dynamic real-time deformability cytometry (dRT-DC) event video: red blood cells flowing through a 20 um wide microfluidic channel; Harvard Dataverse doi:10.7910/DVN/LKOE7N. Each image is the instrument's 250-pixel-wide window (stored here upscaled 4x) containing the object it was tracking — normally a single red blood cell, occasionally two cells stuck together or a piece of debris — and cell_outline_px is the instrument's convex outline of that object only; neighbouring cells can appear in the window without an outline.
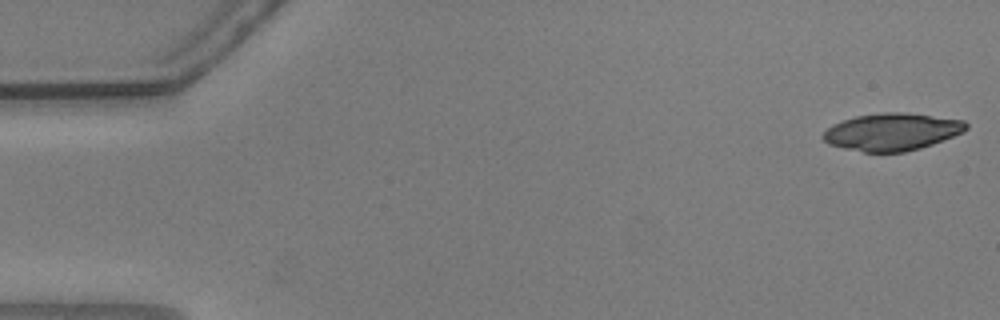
{"species": "common noctule bat (a hibernating species)", "species_latin": "Nyctalus noctula", "temperature_condition": "warm", "stored_images_in_passage": 24, "camera_frame_rate_fps": 3000, "um_per_image_px": 0.085, "animal": {"sex": "male", "body_mass_g": 20.5, "forearm_length_mm": 52.5}, "frame": {"image": 1, "passage_image": 1, "time_ms": 0.0, "image_size_px": [1000, 320], "cell_outline_px": [[968, 128], [964, 132], [932, 144], [920, 148], [904, 152], [864, 152], [844, 148], [828, 144], [820, 136], [832, 124], [856, 116], [880, 112], [904, 112], [964, 120], [968, 124]], "centroid_in_image_um": [75.81, 11.2], "position_along_channel_um": 9.2, "area_um2": 31.15}}